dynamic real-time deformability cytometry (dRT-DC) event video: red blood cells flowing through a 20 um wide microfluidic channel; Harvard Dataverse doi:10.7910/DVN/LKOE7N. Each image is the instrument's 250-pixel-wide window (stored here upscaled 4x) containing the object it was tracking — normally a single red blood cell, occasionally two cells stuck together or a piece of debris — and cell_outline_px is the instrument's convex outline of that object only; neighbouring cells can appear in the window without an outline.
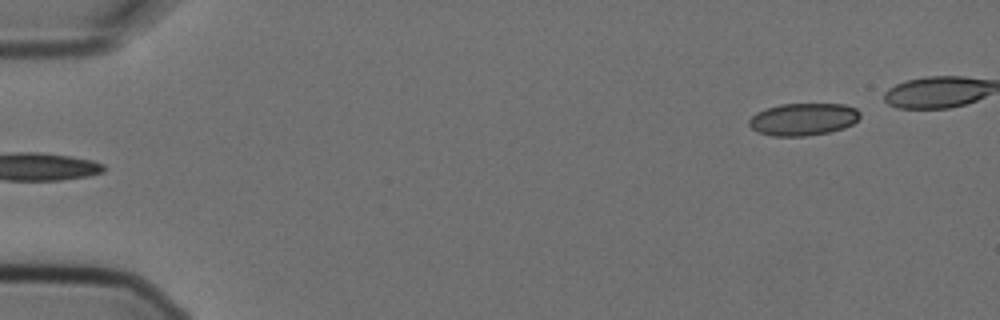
{"species": "Egyptian fruit bat (a non-hibernating species)", "species_latin": "Rousettus aegyptiacus", "temperature_condition": "cold", "stored_images_in_passage": 5, "camera_frame_rate_fps": 3000, "um_per_image_px": 0.085, "animal": {"sex": "female"}, "frame": {"image": 1, "passage_image": 5, "time_ms": 1.333, "image_size_px": [1000, 320], "cell_outline_px": [[860, 116], [852, 124], [844, 128], [828, 132], [808, 136], [772, 136], [760, 132], [752, 128], [748, 124], [748, 120], [756, 112], [764, 108], [780, 104], [844, 104], [856, 108], [860, 112]], "centroid_in_image_um": [68.26, 10.13], "position_along_channel_um": 16.7, "area_um2": 20.98}}